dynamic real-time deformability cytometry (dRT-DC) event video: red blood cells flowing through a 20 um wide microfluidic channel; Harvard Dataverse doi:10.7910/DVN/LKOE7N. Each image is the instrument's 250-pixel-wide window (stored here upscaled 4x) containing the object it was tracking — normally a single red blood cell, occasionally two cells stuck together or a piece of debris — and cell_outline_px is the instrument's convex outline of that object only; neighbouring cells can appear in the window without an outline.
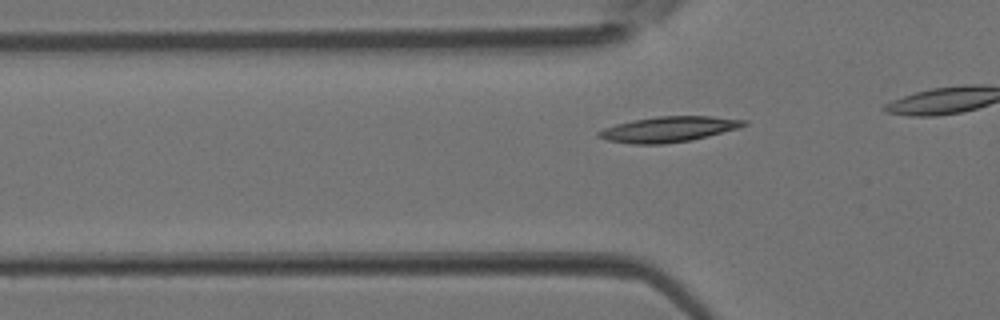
{"species": "Egyptian fruit bat (a non-hibernating species)", "species_latin": "Rousettus aegyptiacus", "temperature_condition": "room temperature", "stored_images_in_passage": 4, "camera_frame_rate_fps": 3000, "um_per_image_px": 0.085, "animal": {"sex": "female"}, "frame": {"image": 1, "passage_image": 4, "time_ms": 1.0, "image_size_px": [1000, 320], "cell_outline_px": [[748, 124], [740, 128], [692, 140], [664, 144], [632, 144], [608, 140], [596, 136], [596, 132], [604, 128], [616, 124], [632, 120], [656, 116], [712, 116], [748, 120]], "centroid_in_image_um": [56.85, 10.98], "position_along_channel_um": 68.9, "area_um2": 21.73}}